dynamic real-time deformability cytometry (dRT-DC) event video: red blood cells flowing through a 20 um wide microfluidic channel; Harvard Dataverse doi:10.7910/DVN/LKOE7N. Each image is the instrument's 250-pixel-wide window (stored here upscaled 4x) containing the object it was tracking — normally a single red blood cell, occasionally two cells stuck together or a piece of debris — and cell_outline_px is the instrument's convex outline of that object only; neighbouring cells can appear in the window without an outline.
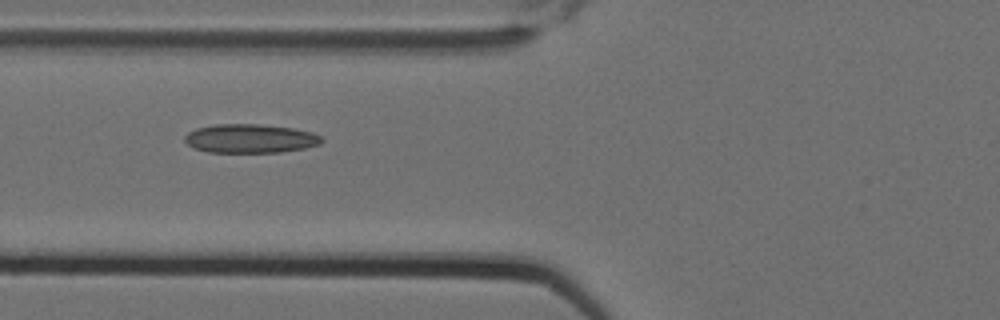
{"species": "Egyptian fruit bat (a non-hibernating species)", "species_latin": "Rousettus aegyptiacus", "temperature_condition": "cold", "stored_images_in_passage": 8, "camera_frame_rate_fps": 3000, "um_per_image_px": 0.085, "animal": {"sex": "female"}, "frame": {"image": 1, "passage_image": 7, "time_ms": 2.0, "image_size_px": [1000, 320], "cell_outline_px": [[324, 140], [320, 144], [304, 148], [280, 152], [208, 152], [192, 148], [184, 140], [184, 136], [188, 132], [196, 128], [216, 124], [256, 124], [292, 128], [312, 132], [320, 136]], "centroid_in_image_um": [21.24, 11.77], "position_along_channel_um": 104.6, "area_um2": 23.0}}
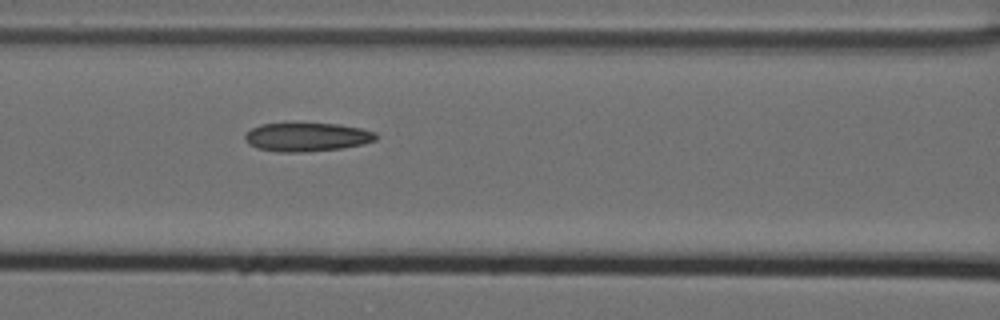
{"frame": {"image": 2, "passage_image": 8, "time_ms": 2.333, "image_size_px": [1000, 320], "cell_outline_px": [[376, 140], [364, 144], [344, 148], [304, 152], [276, 152], [256, 148], [248, 144], [244, 140], [244, 136], [252, 128], [260, 124], [340, 124], [360, 128], [376, 132]], "centroid_in_image_um": [26.08, 11.66], "position_along_channel_um": 140.5, "area_um2": 21.91}}